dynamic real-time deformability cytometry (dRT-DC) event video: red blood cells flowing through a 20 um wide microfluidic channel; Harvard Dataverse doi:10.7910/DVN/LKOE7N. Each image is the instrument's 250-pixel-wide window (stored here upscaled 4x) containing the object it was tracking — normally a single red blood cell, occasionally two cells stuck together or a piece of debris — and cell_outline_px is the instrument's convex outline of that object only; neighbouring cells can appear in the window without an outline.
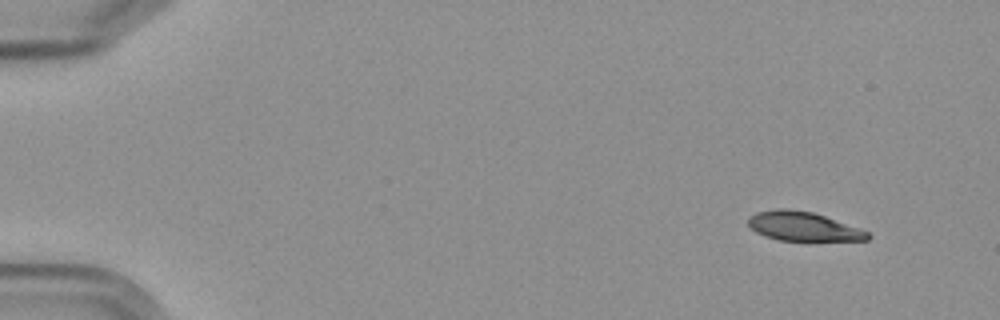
{"species": "Egyptian fruit bat (a non-hibernating species)", "species_latin": "Rousettus aegyptiacus", "temperature_condition": "cold", "stored_images_in_passage": 4, "camera_frame_rate_fps": 3000, "um_per_image_px": 0.085, "frame": {"image": 1, "passage_image": 1, "time_ms": 0.0, "image_size_px": [1000, 320], "cell_outline_px": [[872, 236], [868, 240], [780, 240], [764, 236], [756, 232], [748, 224], [748, 216], [756, 212], [776, 208], [788, 208], [812, 212], [860, 228], [868, 232]], "centroid_in_image_um": [68.24, 19.23], "position_along_channel_um": 16.8, "area_um2": 20.17}}
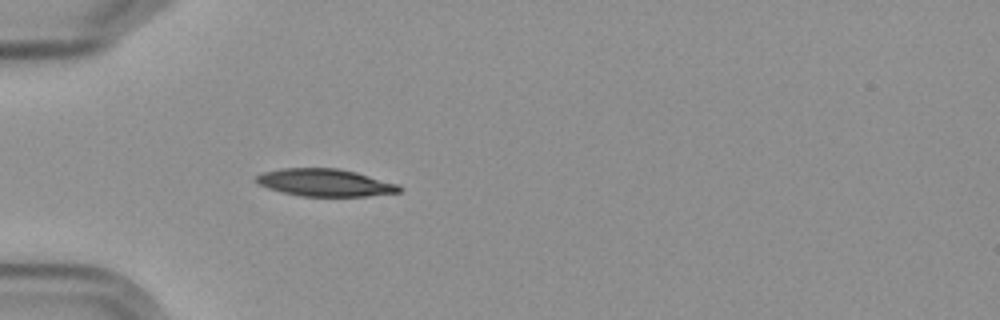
{"frame": {"image": 2, "passage_image": 4, "time_ms": 4.333, "image_size_px": [1000, 320], "cell_outline_px": [[404, 188], [400, 192], [368, 196], [300, 196], [268, 188], [252, 180], [256, 176], [264, 172], [280, 168], [336, 168], [356, 172], [400, 184]], "centroid_in_image_um": [27.66, 15.52], "position_along_channel_um": 57.3, "area_um2": 22.95}}